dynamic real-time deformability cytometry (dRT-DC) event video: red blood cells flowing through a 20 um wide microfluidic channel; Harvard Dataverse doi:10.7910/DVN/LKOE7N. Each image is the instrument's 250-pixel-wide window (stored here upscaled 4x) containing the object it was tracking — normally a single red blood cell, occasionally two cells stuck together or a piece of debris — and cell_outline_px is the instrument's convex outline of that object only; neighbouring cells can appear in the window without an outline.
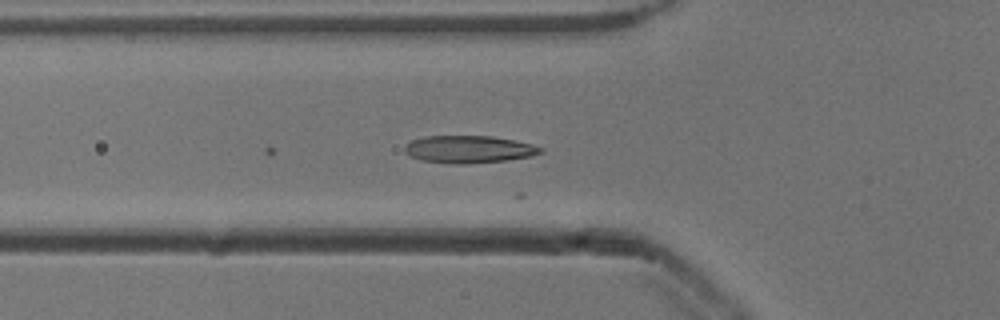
{"species": "common noctule bat (a hibernating species)", "species_latin": "Nyctalus noctula", "temperature_condition": "cold", "stored_images_in_passage": 13, "camera_frame_rate_fps": 3000, "um_per_image_px": 0.085, "animal": {"sex": "male", "body_mass_g": 13.3}, "frame": {"image": 1, "passage_image": 3, "time_ms": 0.667, "image_size_px": [1000, 320], "cell_outline_px": [[544, 152], [532, 156], [504, 160], [464, 164], [448, 164], [420, 160], [404, 152], [404, 148], [412, 140], [424, 136], [492, 136], [516, 140], [532, 144], [544, 148]], "centroid_in_image_um": [39.88, 12.69], "position_along_channel_um": 85.9, "area_um2": 21.79}}
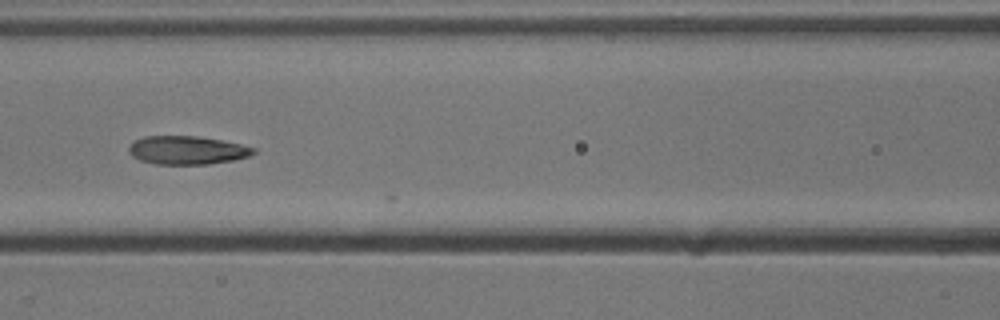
{"frame": {"image": 2, "passage_image": 8, "time_ms": 2.333, "image_size_px": [1000, 320], "cell_outline_px": [[256, 152], [248, 156], [232, 160], [208, 164], [156, 164], [140, 160], [132, 156], [128, 152], [128, 148], [136, 140], [144, 136], [196, 136], [220, 140], [240, 144], [256, 148]], "centroid_in_image_um": [15.89, 12.77], "position_along_channel_um": 150.7, "area_um2": 20.46}}